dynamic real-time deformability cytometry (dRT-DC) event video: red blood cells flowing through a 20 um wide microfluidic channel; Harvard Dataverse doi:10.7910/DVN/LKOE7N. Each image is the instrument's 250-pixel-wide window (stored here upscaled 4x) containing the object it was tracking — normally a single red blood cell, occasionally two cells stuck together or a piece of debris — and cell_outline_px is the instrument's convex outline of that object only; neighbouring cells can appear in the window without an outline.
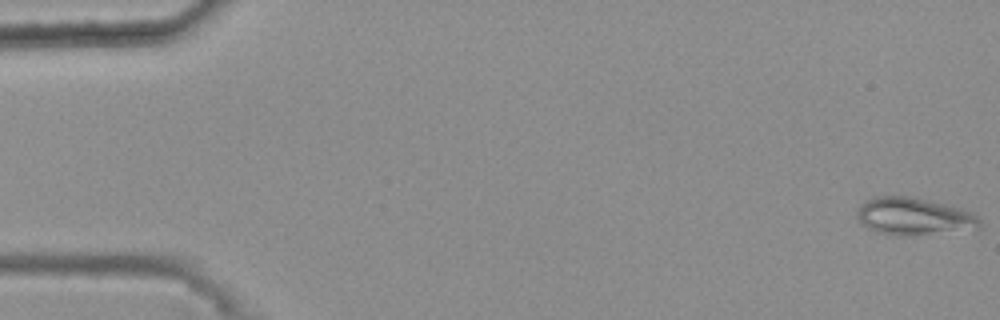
{"species": "common noctule bat (a hibernating species)", "species_latin": "Nyctalus noctula", "temperature_condition": "warm", "stored_images_in_passage": 48, "camera_frame_rate_fps": 3000, "um_per_image_px": 0.085, "animal": {"sex": "female", "body_mass_g": 25.1}, "frame": {"image": 1, "passage_image": 1, "time_ms": 0.0, "image_size_px": [1000, 320], "cell_outline_px": [[984, 224], [980, 228], [908, 236], [900, 236], [876, 232], [860, 224], [856, 216], [856, 208], [872, 196], [908, 196], [944, 204], [960, 208], [976, 216]], "centroid_in_image_um": [77.61, 18.4], "position_along_channel_um": 7.4, "area_um2": 26.76}}
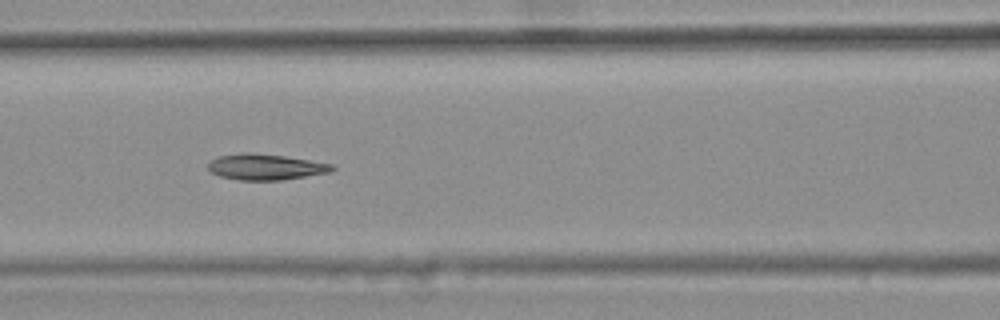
{"frame": {"image": 2, "passage_image": 24, "time_ms": 7.667, "image_size_px": [1000, 320], "cell_outline_px": [[336, 168], [332, 172], [280, 180], [240, 180], [220, 176], [212, 172], [208, 168], [208, 164], [212, 160], [220, 156], [244, 152], [252, 152], [284, 156], [332, 164]], "centroid_in_image_um": [22.59, 14.19], "position_along_channel_um": 144.0, "area_um2": 18.55}}
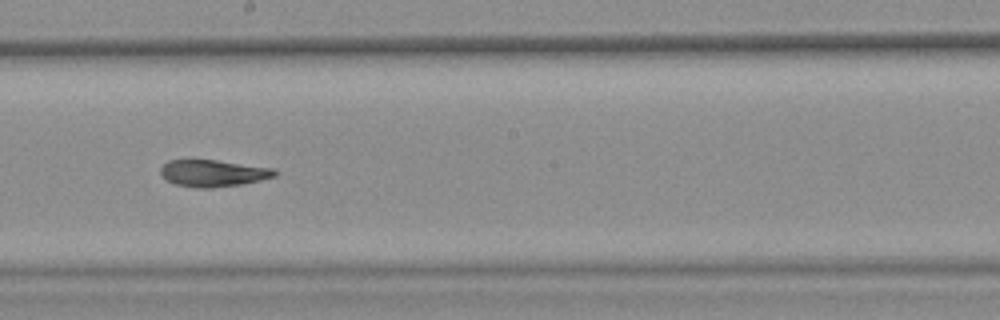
{"frame": {"image": 3, "passage_image": 31, "time_ms": 10.0, "image_size_px": [1000, 320], "cell_outline_px": [[280, 172], [276, 176], [260, 180], [240, 184], [212, 188], [196, 188], [176, 184], [168, 180], [160, 172], [160, 168], [168, 160], [216, 160], [272, 168]], "centroid_in_image_um": [18.14, 14.72], "position_along_channel_um": 230.1, "area_um2": 17.69}, "authors_computed_cell_mechanics": {"area_um2": 18.8428, "velocity_mm_per_s": 3.7012, "shape_relaxation_time_tau1_ms": null, "shape_relaxation_time_tau2_ms": 4.5256, "deformation_change_tau1": null, "deformation_change_tau2": 0.1123}}